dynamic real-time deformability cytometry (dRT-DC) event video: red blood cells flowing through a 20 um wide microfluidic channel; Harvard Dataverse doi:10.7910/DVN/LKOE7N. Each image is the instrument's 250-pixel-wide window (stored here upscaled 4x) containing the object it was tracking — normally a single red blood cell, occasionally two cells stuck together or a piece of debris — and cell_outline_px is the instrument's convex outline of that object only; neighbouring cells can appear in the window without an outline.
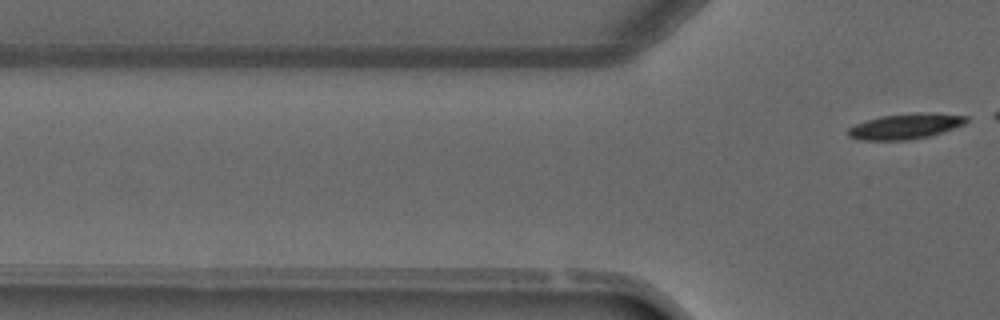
{"species": "common noctule bat (a hibernating species)", "species_latin": "Nyctalus noctula", "temperature_condition": "warm", "stored_images_in_passage": 5, "camera_frame_rate_fps": 3000, "um_per_image_px": 0.085, "animal": {"sex": "male", "forearm_length_mm": 52.5}, "frame": {"image": 1, "passage_image": 5, "time_ms": 5.667, "image_size_px": [1000, 320], "cell_outline_px": [[968, 120], [964, 124], [928, 136], [908, 140], [860, 140], [848, 136], [848, 128], [856, 124], [880, 116], [916, 112], [936, 112], [968, 116]], "centroid_in_image_um": [76.97, 10.72], "position_along_channel_um": 48.8, "area_um2": 17.51}}